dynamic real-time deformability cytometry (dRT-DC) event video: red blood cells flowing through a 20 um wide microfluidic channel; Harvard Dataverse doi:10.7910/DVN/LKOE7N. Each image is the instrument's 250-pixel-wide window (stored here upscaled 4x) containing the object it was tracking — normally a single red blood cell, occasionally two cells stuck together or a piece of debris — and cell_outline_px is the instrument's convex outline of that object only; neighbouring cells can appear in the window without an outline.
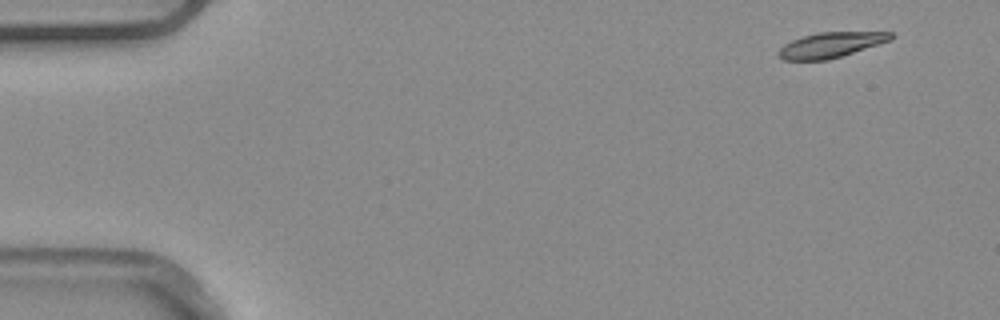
{"species": "common noctule bat (a hibernating species)", "species_latin": "Nyctalus noctula", "temperature_condition": "warm", "stored_images_in_passage": 5, "camera_frame_rate_fps": 3000, "um_per_image_px": 0.085, "animal": {"sex": "male", "body_mass_g": 20.4}, "frame": {"image": 1, "passage_image": 1, "time_ms": 0.0, "image_size_px": [1000, 320], "cell_outline_px": [[892, 40], [828, 60], [784, 60], [776, 52], [784, 44], [792, 40], [804, 36], [820, 32], [892, 32]], "centroid_in_image_um": [70.6, 3.82], "position_along_channel_um": 14.4, "area_um2": 16.36}}
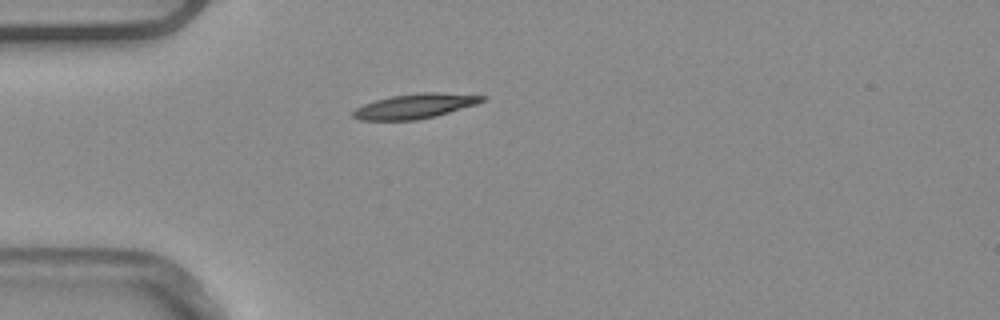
{"frame": {"image": 2, "passage_image": 4, "time_ms": 1.0, "image_size_px": [1000, 320], "cell_outline_px": [[488, 100], [476, 104], [436, 116], [416, 120], [360, 120], [352, 116], [352, 112], [356, 108], [364, 104], [376, 100], [392, 96], [420, 92], [436, 92], [488, 96]], "centroid_in_image_um": [35.31, 9.01], "position_along_channel_um": 49.7, "area_um2": 18.61}}